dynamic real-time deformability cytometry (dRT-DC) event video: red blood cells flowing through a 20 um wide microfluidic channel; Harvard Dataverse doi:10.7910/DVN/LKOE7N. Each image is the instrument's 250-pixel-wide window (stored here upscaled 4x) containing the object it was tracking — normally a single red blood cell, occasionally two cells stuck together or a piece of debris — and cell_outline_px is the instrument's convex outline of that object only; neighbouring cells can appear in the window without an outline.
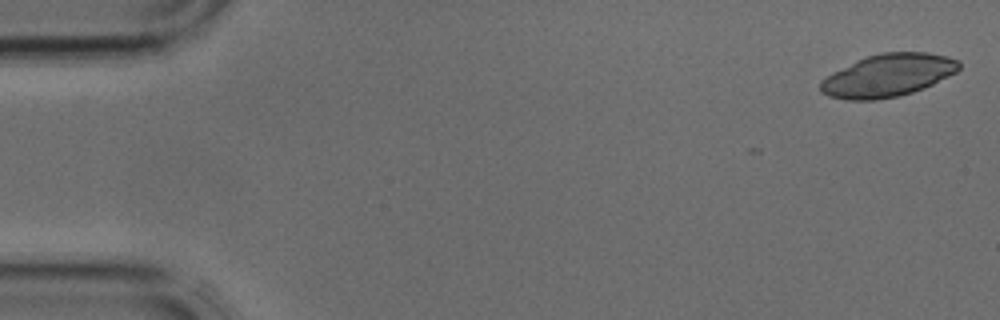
{"species": "common noctule bat (a hibernating species)", "species_latin": "Nyctalus noctula", "temperature_condition": "cold", "stored_images_in_passage": 4, "camera_frame_rate_fps": 3000, "um_per_image_px": 0.085, "animal": {"sex": "male", "body_mass_g": 17.9, "forearm_length_mm": 54.2}, "frame": {"image": 1, "passage_image": 1, "time_ms": 0.0, "image_size_px": [1000, 320], "cell_outline_px": [[960, 68], [956, 72], [924, 88], [900, 96], [876, 100], [848, 100], [828, 96], [820, 92], [820, 80], [832, 72], [856, 60], [880, 52], [928, 52], [948, 56], [960, 60]], "centroid_in_image_um": [75.46, 6.41], "position_along_channel_um": 9.5, "area_um2": 34.68}}